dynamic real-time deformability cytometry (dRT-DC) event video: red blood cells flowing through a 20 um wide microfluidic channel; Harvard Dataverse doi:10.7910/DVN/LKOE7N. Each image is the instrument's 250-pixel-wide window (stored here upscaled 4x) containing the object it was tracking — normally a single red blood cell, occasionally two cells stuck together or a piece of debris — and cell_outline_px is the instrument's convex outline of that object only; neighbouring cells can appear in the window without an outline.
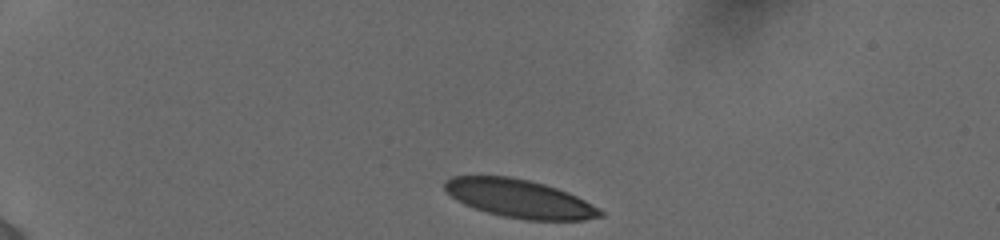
{"species": "human", "species_latin": "Homo sapiens", "temperature_condition": "cold", "stored_images_in_passage": 12, "camera_frame_rate_fps": 3000, "um_per_image_px": 0.085, "donor": {"sex": "female"}, "frame": {"image": 1, "passage_image": 1, "time_ms": 0.0, "image_size_px": [1000, 240], "cell_outline_px": [[604, 216], [584, 220], [524, 220], [504, 216], [488, 212], [464, 204], [456, 200], [444, 188], [444, 180], [452, 176], [508, 176], [528, 180], [544, 184], [556, 188], [576, 196], [584, 200], [604, 212]], "centroid_in_image_um": [44.15, 16.88], "position_along_channel_um": 40.9, "area_um2": 34.33}}
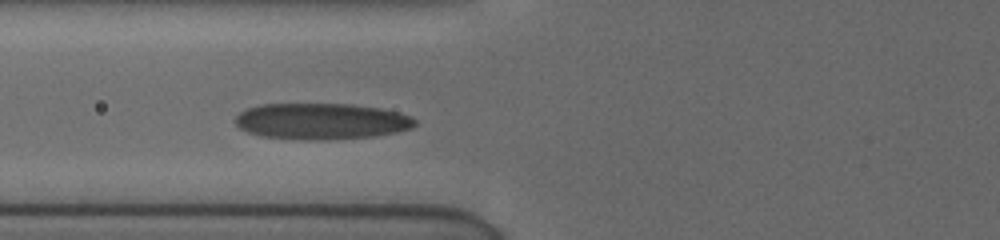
{"frame": {"image": 2, "passage_image": 9, "time_ms": 3.333, "image_size_px": [1000, 240], "cell_outline_px": [[416, 124], [412, 128], [396, 132], [372, 136], [328, 140], [304, 140], [260, 136], [248, 132], [240, 128], [232, 120], [240, 112], [248, 108], [260, 104], [352, 104], [380, 108], [412, 116], [416, 120]], "centroid_in_image_um": [27.29, 10.31], "position_along_channel_um": 98.5, "area_um2": 38.09}}
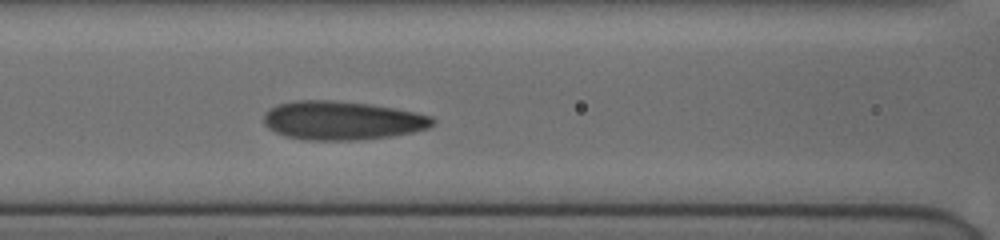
{"frame": {"image": 3, "passage_image": 12, "time_ms": 4.333, "image_size_px": [1000, 240], "cell_outline_px": [[436, 124], [428, 128], [412, 132], [392, 136], [356, 140], [308, 140], [284, 136], [268, 128], [264, 124], [264, 112], [268, 108], [280, 104], [296, 100], [332, 100], [368, 104], [416, 112], [432, 116], [436, 120]], "centroid_in_image_um": [29.08, 10.24], "position_along_channel_um": 137.5, "area_um2": 38.21}}